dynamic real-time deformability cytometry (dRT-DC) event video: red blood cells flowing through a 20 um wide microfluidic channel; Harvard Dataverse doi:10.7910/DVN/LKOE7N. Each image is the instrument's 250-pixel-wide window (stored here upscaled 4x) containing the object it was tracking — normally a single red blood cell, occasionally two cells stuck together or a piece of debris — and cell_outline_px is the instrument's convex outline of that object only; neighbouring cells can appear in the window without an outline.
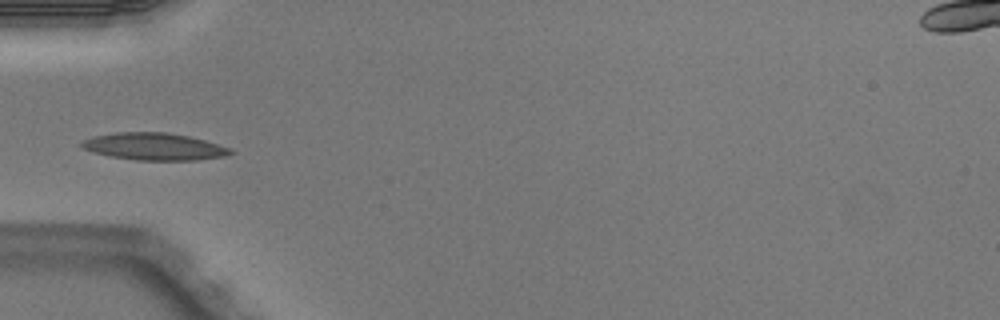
{"species": "Egyptian fruit bat (a non-hibernating species)", "species_latin": "Rousettus aegyptiacus", "temperature_condition": "warm", "stored_images_in_passage": 4, "camera_frame_rate_fps": 3000, "um_per_image_px": 0.085, "animal": {"sex": "male"}, "frame": {"image": 1, "passage_image": 4, "time_ms": 1.0, "image_size_px": [1000, 320], "cell_outline_px": [[236, 152], [224, 156], [196, 160], [136, 160], [112, 156], [92, 152], [84, 148], [80, 144], [84, 140], [92, 136], [116, 132], [168, 132], [188, 136], [204, 140], [232, 148]], "centroid_in_image_um": [13.13, 12.45], "position_along_channel_um": 71.9, "area_um2": 23.52}}